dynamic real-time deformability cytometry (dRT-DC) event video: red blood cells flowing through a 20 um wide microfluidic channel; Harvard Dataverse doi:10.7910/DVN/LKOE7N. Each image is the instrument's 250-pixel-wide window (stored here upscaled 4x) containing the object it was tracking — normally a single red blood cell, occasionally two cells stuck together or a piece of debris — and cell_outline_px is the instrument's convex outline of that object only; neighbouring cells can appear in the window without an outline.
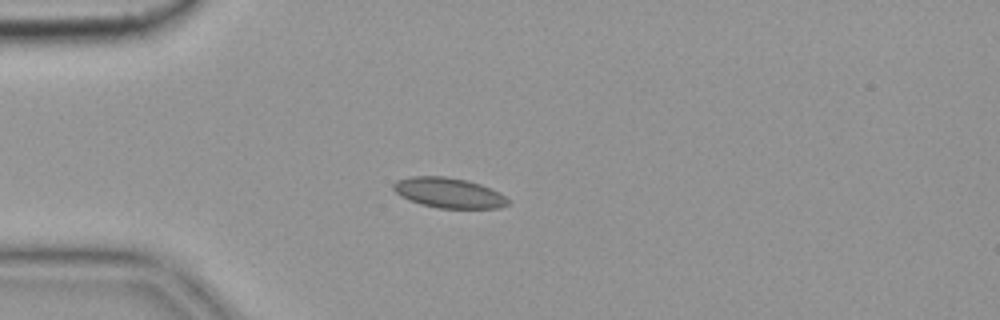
{"species": "common noctule bat (a hibernating species)", "species_latin": "Nyctalus noctula", "temperature_condition": "cold", "stored_images_in_passage": 7, "camera_frame_rate_fps": 3000, "um_per_image_px": 0.085, "animal": {"sex": "female", "body_mass_g": 19.9}, "frame": {"image": 1, "passage_image": 3, "time_ms": 0.667, "image_size_px": [1000, 320], "cell_outline_px": [[512, 204], [500, 208], [436, 208], [420, 204], [408, 200], [400, 196], [392, 188], [392, 184], [396, 180], [412, 176], [444, 176], [468, 180], [480, 184], [500, 192]], "centroid_in_image_um": [38.14, 16.39], "position_along_channel_um": 46.9, "area_um2": 20.4}}